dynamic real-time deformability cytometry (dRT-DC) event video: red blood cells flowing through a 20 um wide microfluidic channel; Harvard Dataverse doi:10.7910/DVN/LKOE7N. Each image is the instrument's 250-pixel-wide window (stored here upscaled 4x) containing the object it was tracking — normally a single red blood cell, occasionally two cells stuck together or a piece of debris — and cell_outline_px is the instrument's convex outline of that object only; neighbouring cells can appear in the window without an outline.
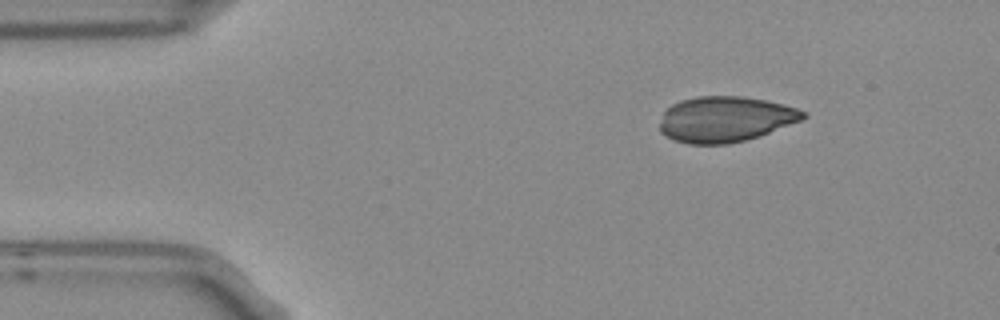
{"species": "Egyptian fruit bat (a non-hibernating species)", "species_latin": "Rousettus aegyptiacus", "temperature_condition": "room temperature", "stored_images_in_passage": 3, "camera_frame_rate_fps": 3000, "um_per_image_px": 0.085, "frame": {"image": 1, "passage_image": 1, "time_ms": 0.0, "image_size_px": [1000, 320], "cell_outline_px": [[808, 116], [800, 120], [760, 136], [728, 144], [688, 144], [676, 140], [660, 132], [660, 124], [664, 112], [672, 104], [680, 100], [696, 96], [740, 96], [764, 100], [784, 104], [808, 112]], "centroid_in_image_um": [61.66, 10.13], "position_along_channel_um": 23.3, "area_um2": 37.97}}